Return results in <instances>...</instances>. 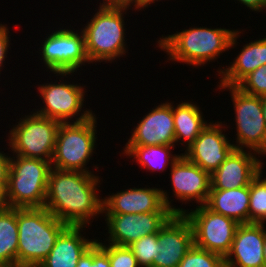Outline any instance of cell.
I'll use <instances>...</instances> for the list:
<instances>
[{
	"mask_svg": "<svg viewBox=\"0 0 266 267\" xmlns=\"http://www.w3.org/2000/svg\"><path fill=\"white\" fill-rule=\"evenodd\" d=\"M99 176L51 167L44 207L67 226H86L103 215V199L98 195Z\"/></svg>",
	"mask_w": 266,
	"mask_h": 267,
	"instance_id": "6da1fadb",
	"label": "cell"
},
{
	"mask_svg": "<svg viewBox=\"0 0 266 267\" xmlns=\"http://www.w3.org/2000/svg\"><path fill=\"white\" fill-rule=\"evenodd\" d=\"M239 30L193 27L175 34L162 36L158 47L167 52L169 60L195 67L212 62L221 53L236 47Z\"/></svg>",
	"mask_w": 266,
	"mask_h": 267,
	"instance_id": "7a4b0ae2",
	"label": "cell"
},
{
	"mask_svg": "<svg viewBox=\"0 0 266 267\" xmlns=\"http://www.w3.org/2000/svg\"><path fill=\"white\" fill-rule=\"evenodd\" d=\"M17 265H37L48 256L59 234L67 227L45 207L16 208Z\"/></svg>",
	"mask_w": 266,
	"mask_h": 267,
	"instance_id": "3957f363",
	"label": "cell"
},
{
	"mask_svg": "<svg viewBox=\"0 0 266 267\" xmlns=\"http://www.w3.org/2000/svg\"><path fill=\"white\" fill-rule=\"evenodd\" d=\"M129 8L100 4L90 22L81 29L84 33L86 54L91 63L112 62L126 54L123 16Z\"/></svg>",
	"mask_w": 266,
	"mask_h": 267,
	"instance_id": "277c9868",
	"label": "cell"
},
{
	"mask_svg": "<svg viewBox=\"0 0 266 267\" xmlns=\"http://www.w3.org/2000/svg\"><path fill=\"white\" fill-rule=\"evenodd\" d=\"M16 158V159H15ZM49 161L16 155L10 157L7 199L12 208H41L46 201Z\"/></svg>",
	"mask_w": 266,
	"mask_h": 267,
	"instance_id": "5b68a950",
	"label": "cell"
},
{
	"mask_svg": "<svg viewBox=\"0 0 266 267\" xmlns=\"http://www.w3.org/2000/svg\"><path fill=\"white\" fill-rule=\"evenodd\" d=\"M96 124L95 115L81 122L60 123L51 167L93 173L86 165L96 145Z\"/></svg>",
	"mask_w": 266,
	"mask_h": 267,
	"instance_id": "8992f818",
	"label": "cell"
},
{
	"mask_svg": "<svg viewBox=\"0 0 266 267\" xmlns=\"http://www.w3.org/2000/svg\"><path fill=\"white\" fill-rule=\"evenodd\" d=\"M60 122L37 113L20 118L9 131L8 149L13 156L38 158L51 163Z\"/></svg>",
	"mask_w": 266,
	"mask_h": 267,
	"instance_id": "52a82bcc",
	"label": "cell"
},
{
	"mask_svg": "<svg viewBox=\"0 0 266 267\" xmlns=\"http://www.w3.org/2000/svg\"><path fill=\"white\" fill-rule=\"evenodd\" d=\"M228 88L235 110L236 149L253 150L261 156L266 155V125L262 109V97L248 95L235 86H218Z\"/></svg>",
	"mask_w": 266,
	"mask_h": 267,
	"instance_id": "ba28073f",
	"label": "cell"
},
{
	"mask_svg": "<svg viewBox=\"0 0 266 267\" xmlns=\"http://www.w3.org/2000/svg\"><path fill=\"white\" fill-rule=\"evenodd\" d=\"M185 217L193 229L194 245L223 257L230 252L238 223L210 210L205 204L186 210Z\"/></svg>",
	"mask_w": 266,
	"mask_h": 267,
	"instance_id": "9c48e42d",
	"label": "cell"
},
{
	"mask_svg": "<svg viewBox=\"0 0 266 267\" xmlns=\"http://www.w3.org/2000/svg\"><path fill=\"white\" fill-rule=\"evenodd\" d=\"M71 29H59L47 35L40 55L46 69H50L56 76H70L77 72L83 64L90 61L85 50L84 33H77Z\"/></svg>",
	"mask_w": 266,
	"mask_h": 267,
	"instance_id": "30bf717a",
	"label": "cell"
},
{
	"mask_svg": "<svg viewBox=\"0 0 266 267\" xmlns=\"http://www.w3.org/2000/svg\"><path fill=\"white\" fill-rule=\"evenodd\" d=\"M84 86L74 85L70 83H45L38 87V91H40L41 100L45 103L41 109L35 111V113L48 117L54 120L59 121L60 123H69L70 119L75 116H79L76 118V121L73 122H81L89 119L94 115L92 110L82 109L84 106V96L85 90ZM81 110H83L81 112ZM81 112V115H80Z\"/></svg>",
	"mask_w": 266,
	"mask_h": 267,
	"instance_id": "8fae6325",
	"label": "cell"
},
{
	"mask_svg": "<svg viewBox=\"0 0 266 267\" xmlns=\"http://www.w3.org/2000/svg\"><path fill=\"white\" fill-rule=\"evenodd\" d=\"M165 190L158 188H128L103 199V214H140L173 212L184 214L186 209L173 207Z\"/></svg>",
	"mask_w": 266,
	"mask_h": 267,
	"instance_id": "7c38bea8",
	"label": "cell"
},
{
	"mask_svg": "<svg viewBox=\"0 0 266 267\" xmlns=\"http://www.w3.org/2000/svg\"><path fill=\"white\" fill-rule=\"evenodd\" d=\"M173 215V212L105 214L108 243L129 246L146 235L158 233Z\"/></svg>",
	"mask_w": 266,
	"mask_h": 267,
	"instance_id": "4fadbf2b",
	"label": "cell"
},
{
	"mask_svg": "<svg viewBox=\"0 0 266 267\" xmlns=\"http://www.w3.org/2000/svg\"><path fill=\"white\" fill-rule=\"evenodd\" d=\"M193 245L191 223L184 214H174L157 233L153 267H177Z\"/></svg>",
	"mask_w": 266,
	"mask_h": 267,
	"instance_id": "5bb4252c",
	"label": "cell"
},
{
	"mask_svg": "<svg viewBox=\"0 0 266 267\" xmlns=\"http://www.w3.org/2000/svg\"><path fill=\"white\" fill-rule=\"evenodd\" d=\"M209 122L195 141L182 153L190 162L198 165L210 175L219 168L235 149L223 130L222 122ZM224 128V129H223ZM223 129V130H222Z\"/></svg>",
	"mask_w": 266,
	"mask_h": 267,
	"instance_id": "9a60e30c",
	"label": "cell"
},
{
	"mask_svg": "<svg viewBox=\"0 0 266 267\" xmlns=\"http://www.w3.org/2000/svg\"><path fill=\"white\" fill-rule=\"evenodd\" d=\"M256 154L259 157L260 154L253 153L252 150L235 148L219 168L210 175V189L228 190L249 186L262 171L264 165Z\"/></svg>",
	"mask_w": 266,
	"mask_h": 267,
	"instance_id": "2e32d148",
	"label": "cell"
},
{
	"mask_svg": "<svg viewBox=\"0 0 266 267\" xmlns=\"http://www.w3.org/2000/svg\"><path fill=\"white\" fill-rule=\"evenodd\" d=\"M173 104L167 101L150 110L132 130L126 146H175Z\"/></svg>",
	"mask_w": 266,
	"mask_h": 267,
	"instance_id": "e0dca14e",
	"label": "cell"
},
{
	"mask_svg": "<svg viewBox=\"0 0 266 267\" xmlns=\"http://www.w3.org/2000/svg\"><path fill=\"white\" fill-rule=\"evenodd\" d=\"M171 167L173 194L181 202L196 201L200 206L206 204L210 192V174L190 162L183 154Z\"/></svg>",
	"mask_w": 266,
	"mask_h": 267,
	"instance_id": "ac0fdd59",
	"label": "cell"
},
{
	"mask_svg": "<svg viewBox=\"0 0 266 267\" xmlns=\"http://www.w3.org/2000/svg\"><path fill=\"white\" fill-rule=\"evenodd\" d=\"M265 238L264 223L239 224L225 257L226 267H264Z\"/></svg>",
	"mask_w": 266,
	"mask_h": 267,
	"instance_id": "d6986e66",
	"label": "cell"
},
{
	"mask_svg": "<svg viewBox=\"0 0 266 267\" xmlns=\"http://www.w3.org/2000/svg\"><path fill=\"white\" fill-rule=\"evenodd\" d=\"M85 226H67L57 237L42 267H76L82 255L96 242L86 239L81 232ZM82 230V231H81Z\"/></svg>",
	"mask_w": 266,
	"mask_h": 267,
	"instance_id": "ffe728a7",
	"label": "cell"
},
{
	"mask_svg": "<svg viewBox=\"0 0 266 267\" xmlns=\"http://www.w3.org/2000/svg\"><path fill=\"white\" fill-rule=\"evenodd\" d=\"M230 64L217 71L221 76L218 86H236L248 74L266 64V37L245 44Z\"/></svg>",
	"mask_w": 266,
	"mask_h": 267,
	"instance_id": "44dd1931",
	"label": "cell"
},
{
	"mask_svg": "<svg viewBox=\"0 0 266 267\" xmlns=\"http://www.w3.org/2000/svg\"><path fill=\"white\" fill-rule=\"evenodd\" d=\"M249 198L250 185L228 190L210 189L205 205L238 224H246L249 223Z\"/></svg>",
	"mask_w": 266,
	"mask_h": 267,
	"instance_id": "7402d4cb",
	"label": "cell"
},
{
	"mask_svg": "<svg viewBox=\"0 0 266 267\" xmlns=\"http://www.w3.org/2000/svg\"><path fill=\"white\" fill-rule=\"evenodd\" d=\"M175 107V108H174ZM203 112L193 102H181L173 106L174 131L176 143H186L188 148L209 124L204 120ZM185 140L183 142L182 140ZM188 145V146H187Z\"/></svg>",
	"mask_w": 266,
	"mask_h": 267,
	"instance_id": "603a6c76",
	"label": "cell"
},
{
	"mask_svg": "<svg viewBox=\"0 0 266 267\" xmlns=\"http://www.w3.org/2000/svg\"><path fill=\"white\" fill-rule=\"evenodd\" d=\"M18 224L16 208L0 209V266L17 265Z\"/></svg>",
	"mask_w": 266,
	"mask_h": 267,
	"instance_id": "cb8c5ba5",
	"label": "cell"
},
{
	"mask_svg": "<svg viewBox=\"0 0 266 267\" xmlns=\"http://www.w3.org/2000/svg\"><path fill=\"white\" fill-rule=\"evenodd\" d=\"M172 148L174 146L170 145L125 146L123 154L133 157L141 167L149 171H164L168 164L172 165L180 156L171 154Z\"/></svg>",
	"mask_w": 266,
	"mask_h": 267,
	"instance_id": "d4e9b609",
	"label": "cell"
},
{
	"mask_svg": "<svg viewBox=\"0 0 266 267\" xmlns=\"http://www.w3.org/2000/svg\"><path fill=\"white\" fill-rule=\"evenodd\" d=\"M262 171L250 184L249 223H264L266 221V178Z\"/></svg>",
	"mask_w": 266,
	"mask_h": 267,
	"instance_id": "484cf974",
	"label": "cell"
},
{
	"mask_svg": "<svg viewBox=\"0 0 266 267\" xmlns=\"http://www.w3.org/2000/svg\"><path fill=\"white\" fill-rule=\"evenodd\" d=\"M177 267H226L225 257L193 245Z\"/></svg>",
	"mask_w": 266,
	"mask_h": 267,
	"instance_id": "4316f807",
	"label": "cell"
},
{
	"mask_svg": "<svg viewBox=\"0 0 266 267\" xmlns=\"http://www.w3.org/2000/svg\"><path fill=\"white\" fill-rule=\"evenodd\" d=\"M134 253L139 266L153 267L157 255V233L146 235L128 246Z\"/></svg>",
	"mask_w": 266,
	"mask_h": 267,
	"instance_id": "83f0119b",
	"label": "cell"
},
{
	"mask_svg": "<svg viewBox=\"0 0 266 267\" xmlns=\"http://www.w3.org/2000/svg\"><path fill=\"white\" fill-rule=\"evenodd\" d=\"M235 87L248 95L266 96V64L248 74Z\"/></svg>",
	"mask_w": 266,
	"mask_h": 267,
	"instance_id": "f1b7e54d",
	"label": "cell"
},
{
	"mask_svg": "<svg viewBox=\"0 0 266 267\" xmlns=\"http://www.w3.org/2000/svg\"><path fill=\"white\" fill-rule=\"evenodd\" d=\"M96 243L108 254L110 267H140L134 253L128 246L105 245L97 239Z\"/></svg>",
	"mask_w": 266,
	"mask_h": 267,
	"instance_id": "f546056e",
	"label": "cell"
},
{
	"mask_svg": "<svg viewBox=\"0 0 266 267\" xmlns=\"http://www.w3.org/2000/svg\"><path fill=\"white\" fill-rule=\"evenodd\" d=\"M76 267H110L108 254L95 242L79 259Z\"/></svg>",
	"mask_w": 266,
	"mask_h": 267,
	"instance_id": "4dcf8cb0",
	"label": "cell"
},
{
	"mask_svg": "<svg viewBox=\"0 0 266 267\" xmlns=\"http://www.w3.org/2000/svg\"><path fill=\"white\" fill-rule=\"evenodd\" d=\"M9 30L6 25L0 24V71L3 66V62L5 61V58H7V52L9 48L10 40L8 36Z\"/></svg>",
	"mask_w": 266,
	"mask_h": 267,
	"instance_id": "1f68e13d",
	"label": "cell"
},
{
	"mask_svg": "<svg viewBox=\"0 0 266 267\" xmlns=\"http://www.w3.org/2000/svg\"><path fill=\"white\" fill-rule=\"evenodd\" d=\"M9 166L10 156L0 152V183H7Z\"/></svg>",
	"mask_w": 266,
	"mask_h": 267,
	"instance_id": "d6a6232c",
	"label": "cell"
},
{
	"mask_svg": "<svg viewBox=\"0 0 266 267\" xmlns=\"http://www.w3.org/2000/svg\"><path fill=\"white\" fill-rule=\"evenodd\" d=\"M241 4L245 5L247 8L249 7L252 11L260 12L266 8V0H237Z\"/></svg>",
	"mask_w": 266,
	"mask_h": 267,
	"instance_id": "836d02e7",
	"label": "cell"
},
{
	"mask_svg": "<svg viewBox=\"0 0 266 267\" xmlns=\"http://www.w3.org/2000/svg\"><path fill=\"white\" fill-rule=\"evenodd\" d=\"M140 1L141 0H103V3L101 4L109 6H126V7L134 6L135 8L140 3Z\"/></svg>",
	"mask_w": 266,
	"mask_h": 267,
	"instance_id": "e575fe53",
	"label": "cell"
},
{
	"mask_svg": "<svg viewBox=\"0 0 266 267\" xmlns=\"http://www.w3.org/2000/svg\"><path fill=\"white\" fill-rule=\"evenodd\" d=\"M7 183H0V209L9 208V202L7 199Z\"/></svg>",
	"mask_w": 266,
	"mask_h": 267,
	"instance_id": "d590c367",
	"label": "cell"
},
{
	"mask_svg": "<svg viewBox=\"0 0 266 267\" xmlns=\"http://www.w3.org/2000/svg\"><path fill=\"white\" fill-rule=\"evenodd\" d=\"M154 1L158 2V0H141L140 3L134 8V10L146 8L148 7V5L150 6V4L155 3Z\"/></svg>",
	"mask_w": 266,
	"mask_h": 267,
	"instance_id": "8d00e7d4",
	"label": "cell"
},
{
	"mask_svg": "<svg viewBox=\"0 0 266 267\" xmlns=\"http://www.w3.org/2000/svg\"><path fill=\"white\" fill-rule=\"evenodd\" d=\"M262 109H263V116H264V121L266 125V96L262 97Z\"/></svg>",
	"mask_w": 266,
	"mask_h": 267,
	"instance_id": "74e56055",
	"label": "cell"
},
{
	"mask_svg": "<svg viewBox=\"0 0 266 267\" xmlns=\"http://www.w3.org/2000/svg\"><path fill=\"white\" fill-rule=\"evenodd\" d=\"M263 257H264V267H266V238H265V243L263 247Z\"/></svg>",
	"mask_w": 266,
	"mask_h": 267,
	"instance_id": "f35d334b",
	"label": "cell"
},
{
	"mask_svg": "<svg viewBox=\"0 0 266 267\" xmlns=\"http://www.w3.org/2000/svg\"><path fill=\"white\" fill-rule=\"evenodd\" d=\"M21 267H42L40 264L37 265H23Z\"/></svg>",
	"mask_w": 266,
	"mask_h": 267,
	"instance_id": "ab89813d",
	"label": "cell"
},
{
	"mask_svg": "<svg viewBox=\"0 0 266 267\" xmlns=\"http://www.w3.org/2000/svg\"><path fill=\"white\" fill-rule=\"evenodd\" d=\"M0 267H21L19 265H13V266H0Z\"/></svg>",
	"mask_w": 266,
	"mask_h": 267,
	"instance_id": "60d3db41",
	"label": "cell"
}]
</instances>
